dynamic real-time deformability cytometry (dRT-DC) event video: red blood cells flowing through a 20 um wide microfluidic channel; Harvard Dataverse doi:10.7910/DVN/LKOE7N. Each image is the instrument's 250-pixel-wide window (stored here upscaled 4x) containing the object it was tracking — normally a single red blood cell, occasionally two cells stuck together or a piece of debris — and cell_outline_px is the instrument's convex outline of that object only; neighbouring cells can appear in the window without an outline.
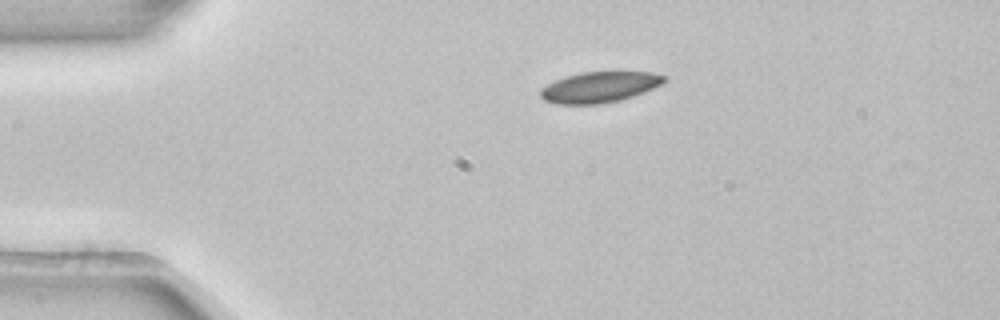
{"species": "common noctule bat (a hibernating species)", "species_latin": "Nyctalus noctula", "temperature_condition": "room temperature", "stored_images_in_passage": 2, "camera_frame_rate_fps": 3000, "um_per_image_px": 0.085, "animal": {"sex": "female", "body_mass_g": 22.7, "forearm_length_mm": 54.2}, "frame": {"image": 1, "passage_image": 1, "time_ms": 0.0, "image_size_px": [1000, 320], "cell_outline_px": [[668, 80], [644, 92], [620, 100], [600, 104], [556, 104], [544, 100], [540, 96], [540, 88], [556, 80], [580, 72], [652, 72], [668, 76]], "centroid_in_image_um": [50.97, 7.4], "position_along_channel_um": 34.0, "area_um2": 22.14}}